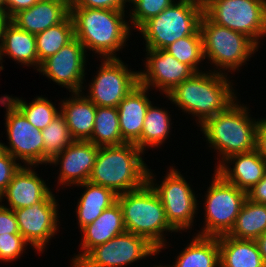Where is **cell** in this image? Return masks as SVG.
<instances>
[{
    "label": "cell",
    "mask_w": 266,
    "mask_h": 267,
    "mask_svg": "<svg viewBox=\"0 0 266 267\" xmlns=\"http://www.w3.org/2000/svg\"><path fill=\"white\" fill-rule=\"evenodd\" d=\"M8 20L9 19L6 17V14L0 10V38H1L3 26Z\"/></svg>",
    "instance_id": "ee69618b"
},
{
    "label": "cell",
    "mask_w": 266,
    "mask_h": 267,
    "mask_svg": "<svg viewBox=\"0 0 266 267\" xmlns=\"http://www.w3.org/2000/svg\"><path fill=\"white\" fill-rule=\"evenodd\" d=\"M169 113L162 109L153 106L152 103L149 105L143 129L141 132V137L134 143L143 152L146 147H158L160 146L170 134L171 118Z\"/></svg>",
    "instance_id": "f1b7e54d"
},
{
    "label": "cell",
    "mask_w": 266,
    "mask_h": 267,
    "mask_svg": "<svg viewBox=\"0 0 266 267\" xmlns=\"http://www.w3.org/2000/svg\"><path fill=\"white\" fill-rule=\"evenodd\" d=\"M102 64L85 95L94 105L115 107L139 84L138 71L128 70L119 58H102Z\"/></svg>",
    "instance_id": "7c38bea8"
},
{
    "label": "cell",
    "mask_w": 266,
    "mask_h": 267,
    "mask_svg": "<svg viewBox=\"0 0 266 267\" xmlns=\"http://www.w3.org/2000/svg\"><path fill=\"white\" fill-rule=\"evenodd\" d=\"M56 1L64 2V3L68 4L69 6H71V3H72V0H56Z\"/></svg>",
    "instance_id": "7dc6e473"
},
{
    "label": "cell",
    "mask_w": 266,
    "mask_h": 267,
    "mask_svg": "<svg viewBox=\"0 0 266 267\" xmlns=\"http://www.w3.org/2000/svg\"><path fill=\"white\" fill-rule=\"evenodd\" d=\"M85 47L74 38L56 54L41 62L37 71L43 73L69 92H82L86 65Z\"/></svg>",
    "instance_id": "9a60e30c"
},
{
    "label": "cell",
    "mask_w": 266,
    "mask_h": 267,
    "mask_svg": "<svg viewBox=\"0 0 266 267\" xmlns=\"http://www.w3.org/2000/svg\"><path fill=\"white\" fill-rule=\"evenodd\" d=\"M255 242L261 254L262 260L266 265V232L255 239Z\"/></svg>",
    "instance_id": "7bdbcfd3"
},
{
    "label": "cell",
    "mask_w": 266,
    "mask_h": 267,
    "mask_svg": "<svg viewBox=\"0 0 266 267\" xmlns=\"http://www.w3.org/2000/svg\"><path fill=\"white\" fill-rule=\"evenodd\" d=\"M70 7L125 10L126 6L123 0H72Z\"/></svg>",
    "instance_id": "74e56055"
},
{
    "label": "cell",
    "mask_w": 266,
    "mask_h": 267,
    "mask_svg": "<svg viewBox=\"0 0 266 267\" xmlns=\"http://www.w3.org/2000/svg\"><path fill=\"white\" fill-rule=\"evenodd\" d=\"M247 198L250 201L266 204V172L263 178L247 191Z\"/></svg>",
    "instance_id": "ab89813d"
},
{
    "label": "cell",
    "mask_w": 266,
    "mask_h": 267,
    "mask_svg": "<svg viewBox=\"0 0 266 267\" xmlns=\"http://www.w3.org/2000/svg\"><path fill=\"white\" fill-rule=\"evenodd\" d=\"M175 0H136L133 2V10L130 11L129 20L138 29L148 19L159 15Z\"/></svg>",
    "instance_id": "e575fe53"
},
{
    "label": "cell",
    "mask_w": 266,
    "mask_h": 267,
    "mask_svg": "<svg viewBox=\"0 0 266 267\" xmlns=\"http://www.w3.org/2000/svg\"><path fill=\"white\" fill-rule=\"evenodd\" d=\"M98 146H112L127 143L120 132L118 110L115 107H96L94 128L88 140Z\"/></svg>",
    "instance_id": "f546056e"
},
{
    "label": "cell",
    "mask_w": 266,
    "mask_h": 267,
    "mask_svg": "<svg viewBox=\"0 0 266 267\" xmlns=\"http://www.w3.org/2000/svg\"><path fill=\"white\" fill-rule=\"evenodd\" d=\"M123 1H124L125 5H126L127 2H129V3H133V2H135L136 0H123Z\"/></svg>",
    "instance_id": "c3c4849f"
},
{
    "label": "cell",
    "mask_w": 266,
    "mask_h": 267,
    "mask_svg": "<svg viewBox=\"0 0 266 267\" xmlns=\"http://www.w3.org/2000/svg\"><path fill=\"white\" fill-rule=\"evenodd\" d=\"M236 101L237 99L223 112L208 118L199 126L206 141L211 144L209 147L219 152L222 161L233 154L256 149L259 119L256 121L249 117L248 108Z\"/></svg>",
    "instance_id": "5b68a950"
},
{
    "label": "cell",
    "mask_w": 266,
    "mask_h": 267,
    "mask_svg": "<svg viewBox=\"0 0 266 267\" xmlns=\"http://www.w3.org/2000/svg\"><path fill=\"white\" fill-rule=\"evenodd\" d=\"M164 267H220L218 238L196 235L173 266Z\"/></svg>",
    "instance_id": "4316f807"
},
{
    "label": "cell",
    "mask_w": 266,
    "mask_h": 267,
    "mask_svg": "<svg viewBox=\"0 0 266 267\" xmlns=\"http://www.w3.org/2000/svg\"><path fill=\"white\" fill-rule=\"evenodd\" d=\"M20 234L14 211L0 204V234Z\"/></svg>",
    "instance_id": "f35d334b"
},
{
    "label": "cell",
    "mask_w": 266,
    "mask_h": 267,
    "mask_svg": "<svg viewBox=\"0 0 266 267\" xmlns=\"http://www.w3.org/2000/svg\"><path fill=\"white\" fill-rule=\"evenodd\" d=\"M134 143L100 146L89 182L111 189L117 195L148 183V167Z\"/></svg>",
    "instance_id": "3957f363"
},
{
    "label": "cell",
    "mask_w": 266,
    "mask_h": 267,
    "mask_svg": "<svg viewBox=\"0 0 266 267\" xmlns=\"http://www.w3.org/2000/svg\"><path fill=\"white\" fill-rule=\"evenodd\" d=\"M0 42V60L3 55H8L21 65L36 66L39 69L41 63L34 34L18 28L8 20L3 26Z\"/></svg>",
    "instance_id": "cb8c5ba5"
},
{
    "label": "cell",
    "mask_w": 266,
    "mask_h": 267,
    "mask_svg": "<svg viewBox=\"0 0 266 267\" xmlns=\"http://www.w3.org/2000/svg\"><path fill=\"white\" fill-rule=\"evenodd\" d=\"M125 10L70 7L75 38L85 47L105 58H119L115 54L126 44L129 22ZM125 43V44H124Z\"/></svg>",
    "instance_id": "7a4b0ae2"
},
{
    "label": "cell",
    "mask_w": 266,
    "mask_h": 267,
    "mask_svg": "<svg viewBox=\"0 0 266 267\" xmlns=\"http://www.w3.org/2000/svg\"><path fill=\"white\" fill-rule=\"evenodd\" d=\"M179 62L188 65L195 73L202 72L198 65L204 61L203 41L200 29L190 36L176 40L165 49Z\"/></svg>",
    "instance_id": "d6a6232c"
},
{
    "label": "cell",
    "mask_w": 266,
    "mask_h": 267,
    "mask_svg": "<svg viewBox=\"0 0 266 267\" xmlns=\"http://www.w3.org/2000/svg\"><path fill=\"white\" fill-rule=\"evenodd\" d=\"M31 168L32 166H21L0 195V202L5 197L10 206L5 207L12 210L26 208L42 201L51 192L45 181Z\"/></svg>",
    "instance_id": "d6986e66"
},
{
    "label": "cell",
    "mask_w": 266,
    "mask_h": 267,
    "mask_svg": "<svg viewBox=\"0 0 266 267\" xmlns=\"http://www.w3.org/2000/svg\"><path fill=\"white\" fill-rule=\"evenodd\" d=\"M215 24L247 35L259 46L266 37V0H202Z\"/></svg>",
    "instance_id": "ba28073f"
},
{
    "label": "cell",
    "mask_w": 266,
    "mask_h": 267,
    "mask_svg": "<svg viewBox=\"0 0 266 267\" xmlns=\"http://www.w3.org/2000/svg\"><path fill=\"white\" fill-rule=\"evenodd\" d=\"M228 163L234 164L233 169L229 168ZM215 172L226 182L247 192L263 178L266 172V161L255 149L246 153L233 154L220 161Z\"/></svg>",
    "instance_id": "ac0fdd59"
},
{
    "label": "cell",
    "mask_w": 266,
    "mask_h": 267,
    "mask_svg": "<svg viewBox=\"0 0 266 267\" xmlns=\"http://www.w3.org/2000/svg\"><path fill=\"white\" fill-rule=\"evenodd\" d=\"M57 203L51 191L42 201L13 210L20 234L35 250L40 251L39 253L58 231L60 223Z\"/></svg>",
    "instance_id": "5bb4252c"
},
{
    "label": "cell",
    "mask_w": 266,
    "mask_h": 267,
    "mask_svg": "<svg viewBox=\"0 0 266 267\" xmlns=\"http://www.w3.org/2000/svg\"><path fill=\"white\" fill-rule=\"evenodd\" d=\"M153 177L155 176L149 169L148 184L160 198L169 224L177 232L192 228L198 210L197 197L181 172L172 166L160 185L154 183Z\"/></svg>",
    "instance_id": "30bf717a"
},
{
    "label": "cell",
    "mask_w": 266,
    "mask_h": 267,
    "mask_svg": "<svg viewBox=\"0 0 266 267\" xmlns=\"http://www.w3.org/2000/svg\"><path fill=\"white\" fill-rule=\"evenodd\" d=\"M204 58L218 70H239L258 51L259 46L247 35L219 26L205 14L200 21Z\"/></svg>",
    "instance_id": "52a82bcc"
},
{
    "label": "cell",
    "mask_w": 266,
    "mask_h": 267,
    "mask_svg": "<svg viewBox=\"0 0 266 267\" xmlns=\"http://www.w3.org/2000/svg\"><path fill=\"white\" fill-rule=\"evenodd\" d=\"M220 267H266L255 240L218 236Z\"/></svg>",
    "instance_id": "d4e9b609"
},
{
    "label": "cell",
    "mask_w": 266,
    "mask_h": 267,
    "mask_svg": "<svg viewBox=\"0 0 266 267\" xmlns=\"http://www.w3.org/2000/svg\"><path fill=\"white\" fill-rule=\"evenodd\" d=\"M27 245L21 234H0V260L11 262L19 259Z\"/></svg>",
    "instance_id": "d590c367"
},
{
    "label": "cell",
    "mask_w": 266,
    "mask_h": 267,
    "mask_svg": "<svg viewBox=\"0 0 266 267\" xmlns=\"http://www.w3.org/2000/svg\"><path fill=\"white\" fill-rule=\"evenodd\" d=\"M5 152L4 144L0 142V156Z\"/></svg>",
    "instance_id": "bcb514c9"
},
{
    "label": "cell",
    "mask_w": 266,
    "mask_h": 267,
    "mask_svg": "<svg viewBox=\"0 0 266 267\" xmlns=\"http://www.w3.org/2000/svg\"><path fill=\"white\" fill-rule=\"evenodd\" d=\"M85 188L78 199L76 215L80 230L96 220L102 212L117 202L118 195L109 188L89 181L77 185Z\"/></svg>",
    "instance_id": "484cf974"
},
{
    "label": "cell",
    "mask_w": 266,
    "mask_h": 267,
    "mask_svg": "<svg viewBox=\"0 0 266 267\" xmlns=\"http://www.w3.org/2000/svg\"><path fill=\"white\" fill-rule=\"evenodd\" d=\"M149 88L138 84L118 105L120 132L127 143H135L140 137L145 115L151 101Z\"/></svg>",
    "instance_id": "7402d4cb"
},
{
    "label": "cell",
    "mask_w": 266,
    "mask_h": 267,
    "mask_svg": "<svg viewBox=\"0 0 266 267\" xmlns=\"http://www.w3.org/2000/svg\"><path fill=\"white\" fill-rule=\"evenodd\" d=\"M211 72V73H210ZM227 75L221 70L197 72L166 95L184 112L196 116L199 125L223 112L236 99ZM229 80V81H228Z\"/></svg>",
    "instance_id": "6da1fadb"
},
{
    "label": "cell",
    "mask_w": 266,
    "mask_h": 267,
    "mask_svg": "<svg viewBox=\"0 0 266 267\" xmlns=\"http://www.w3.org/2000/svg\"><path fill=\"white\" fill-rule=\"evenodd\" d=\"M0 10L5 13V0H0Z\"/></svg>",
    "instance_id": "f6af8a7d"
},
{
    "label": "cell",
    "mask_w": 266,
    "mask_h": 267,
    "mask_svg": "<svg viewBox=\"0 0 266 267\" xmlns=\"http://www.w3.org/2000/svg\"><path fill=\"white\" fill-rule=\"evenodd\" d=\"M157 253L144 237L125 232L92 248L74 267H125Z\"/></svg>",
    "instance_id": "4fadbf2b"
},
{
    "label": "cell",
    "mask_w": 266,
    "mask_h": 267,
    "mask_svg": "<svg viewBox=\"0 0 266 267\" xmlns=\"http://www.w3.org/2000/svg\"><path fill=\"white\" fill-rule=\"evenodd\" d=\"M205 198V226L197 235L218 237L233 228L247 192L226 182L217 172Z\"/></svg>",
    "instance_id": "9c48e42d"
},
{
    "label": "cell",
    "mask_w": 266,
    "mask_h": 267,
    "mask_svg": "<svg viewBox=\"0 0 266 267\" xmlns=\"http://www.w3.org/2000/svg\"><path fill=\"white\" fill-rule=\"evenodd\" d=\"M75 38L74 23L71 15L63 22L49 27L35 35L39 62L56 54L63 46Z\"/></svg>",
    "instance_id": "4dcf8cb0"
},
{
    "label": "cell",
    "mask_w": 266,
    "mask_h": 267,
    "mask_svg": "<svg viewBox=\"0 0 266 267\" xmlns=\"http://www.w3.org/2000/svg\"><path fill=\"white\" fill-rule=\"evenodd\" d=\"M21 164L6 151L0 156V195L6 190Z\"/></svg>",
    "instance_id": "8d00e7d4"
},
{
    "label": "cell",
    "mask_w": 266,
    "mask_h": 267,
    "mask_svg": "<svg viewBox=\"0 0 266 267\" xmlns=\"http://www.w3.org/2000/svg\"><path fill=\"white\" fill-rule=\"evenodd\" d=\"M39 0H5V14L10 19L18 11L30 8Z\"/></svg>",
    "instance_id": "60d3db41"
},
{
    "label": "cell",
    "mask_w": 266,
    "mask_h": 267,
    "mask_svg": "<svg viewBox=\"0 0 266 267\" xmlns=\"http://www.w3.org/2000/svg\"><path fill=\"white\" fill-rule=\"evenodd\" d=\"M256 150L266 161V118L259 120L256 131Z\"/></svg>",
    "instance_id": "b9f144b4"
},
{
    "label": "cell",
    "mask_w": 266,
    "mask_h": 267,
    "mask_svg": "<svg viewBox=\"0 0 266 267\" xmlns=\"http://www.w3.org/2000/svg\"><path fill=\"white\" fill-rule=\"evenodd\" d=\"M27 118V120L39 130L46 128L52 120L60 113L53 102L47 98L38 96L32 102L26 101L17 97L6 96Z\"/></svg>",
    "instance_id": "1f68e13d"
},
{
    "label": "cell",
    "mask_w": 266,
    "mask_h": 267,
    "mask_svg": "<svg viewBox=\"0 0 266 267\" xmlns=\"http://www.w3.org/2000/svg\"><path fill=\"white\" fill-rule=\"evenodd\" d=\"M145 70L139 71V84L150 89L155 87L165 96L195 72L179 62L164 49H146ZM147 70V71H146Z\"/></svg>",
    "instance_id": "2e32d148"
},
{
    "label": "cell",
    "mask_w": 266,
    "mask_h": 267,
    "mask_svg": "<svg viewBox=\"0 0 266 267\" xmlns=\"http://www.w3.org/2000/svg\"><path fill=\"white\" fill-rule=\"evenodd\" d=\"M176 2L137 29L145 39L146 49H165L176 40L194 35L200 29V21L204 14L202 0Z\"/></svg>",
    "instance_id": "8992f818"
},
{
    "label": "cell",
    "mask_w": 266,
    "mask_h": 267,
    "mask_svg": "<svg viewBox=\"0 0 266 267\" xmlns=\"http://www.w3.org/2000/svg\"><path fill=\"white\" fill-rule=\"evenodd\" d=\"M82 94L74 92L71 99L62 100L60 113L65 118L72 139L88 141L94 128L97 106Z\"/></svg>",
    "instance_id": "603a6c76"
},
{
    "label": "cell",
    "mask_w": 266,
    "mask_h": 267,
    "mask_svg": "<svg viewBox=\"0 0 266 267\" xmlns=\"http://www.w3.org/2000/svg\"><path fill=\"white\" fill-rule=\"evenodd\" d=\"M117 202L126 232L144 237L158 254L166 246L163 232H177L169 224L160 198L148 183L140 189L119 194Z\"/></svg>",
    "instance_id": "277c9868"
},
{
    "label": "cell",
    "mask_w": 266,
    "mask_h": 267,
    "mask_svg": "<svg viewBox=\"0 0 266 267\" xmlns=\"http://www.w3.org/2000/svg\"><path fill=\"white\" fill-rule=\"evenodd\" d=\"M44 143V163L61 153L74 140L72 139L65 118L59 113L52 122L41 130Z\"/></svg>",
    "instance_id": "836d02e7"
},
{
    "label": "cell",
    "mask_w": 266,
    "mask_h": 267,
    "mask_svg": "<svg viewBox=\"0 0 266 267\" xmlns=\"http://www.w3.org/2000/svg\"><path fill=\"white\" fill-rule=\"evenodd\" d=\"M4 95L0 103L6 107V129L9 147L4 149L25 166L44 164V143L41 130L36 129L24 114Z\"/></svg>",
    "instance_id": "8fae6325"
},
{
    "label": "cell",
    "mask_w": 266,
    "mask_h": 267,
    "mask_svg": "<svg viewBox=\"0 0 266 267\" xmlns=\"http://www.w3.org/2000/svg\"><path fill=\"white\" fill-rule=\"evenodd\" d=\"M70 15V6L56 0H39L30 8L14 14L9 20L18 28L38 34L63 22Z\"/></svg>",
    "instance_id": "44dd1931"
},
{
    "label": "cell",
    "mask_w": 266,
    "mask_h": 267,
    "mask_svg": "<svg viewBox=\"0 0 266 267\" xmlns=\"http://www.w3.org/2000/svg\"><path fill=\"white\" fill-rule=\"evenodd\" d=\"M99 147L90 141L74 140L61 153L55 155L49 163L55 166L61 164L59 185H79L89 181Z\"/></svg>",
    "instance_id": "e0dca14e"
},
{
    "label": "cell",
    "mask_w": 266,
    "mask_h": 267,
    "mask_svg": "<svg viewBox=\"0 0 266 267\" xmlns=\"http://www.w3.org/2000/svg\"><path fill=\"white\" fill-rule=\"evenodd\" d=\"M125 232L122 211L119 203L116 202L81 230L83 235L80 244L82 252L72 258L70 267H74L92 248L102 245Z\"/></svg>",
    "instance_id": "ffe728a7"
},
{
    "label": "cell",
    "mask_w": 266,
    "mask_h": 267,
    "mask_svg": "<svg viewBox=\"0 0 266 267\" xmlns=\"http://www.w3.org/2000/svg\"><path fill=\"white\" fill-rule=\"evenodd\" d=\"M265 232L266 204L250 201L247 198L227 235L235 239L255 240Z\"/></svg>",
    "instance_id": "83f0119b"
},
{
    "label": "cell",
    "mask_w": 266,
    "mask_h": 267,
    "mask_svg": "<svg viewBox=\"0 0 266 267\" xmlns=\"http://www.w3.org/2000/svg\"><path fill=\"white\" fill-rule=\"evenodd\" d=\"M1 63H2V62H1V60H0V64H1ZM3 68H4V67H3L2 64H1V66H0V71L3 70Z\"/></svg>",
    "instance_id": "681fc988"
}]
</instances>
